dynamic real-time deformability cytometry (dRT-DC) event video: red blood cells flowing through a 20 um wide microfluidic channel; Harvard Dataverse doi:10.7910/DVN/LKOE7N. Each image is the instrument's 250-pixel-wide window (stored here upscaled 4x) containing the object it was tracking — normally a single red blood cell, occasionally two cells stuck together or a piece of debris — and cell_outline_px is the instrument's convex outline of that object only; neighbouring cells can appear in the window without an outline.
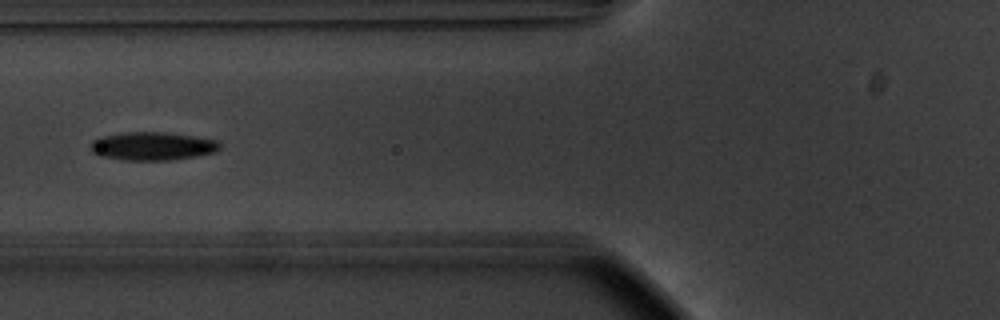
{"species": "common noctule bat (a hibernating species)", "species_latin": "Nyctalus noctula", "temperature_condition": "warm", "stored_images_in_passage": 26, "camera_frame_rate_fps": 3000, "um_per_image_px": 0.085, "animal": {"sex": "male", "body_mass_g": 20.1, "forearm_length_mm": 53.5}, "frame": {"image": 1, "passage_image": 8, "time_ms": 2.333, "image_size_px": [1000, 320], "cell_outline_px": [[224, 144], [216, 152], [196, 156], [168, 160], [124, 160], [100, 156], [92, 152], [92, 140], [100, 136], [128, 132], [164, 132], [196, 136], [220, 140]], "centroid_in_image_um": [13.03, 12.41], "position_along_channel_um": 112.8, "area_um2": 21.5}}